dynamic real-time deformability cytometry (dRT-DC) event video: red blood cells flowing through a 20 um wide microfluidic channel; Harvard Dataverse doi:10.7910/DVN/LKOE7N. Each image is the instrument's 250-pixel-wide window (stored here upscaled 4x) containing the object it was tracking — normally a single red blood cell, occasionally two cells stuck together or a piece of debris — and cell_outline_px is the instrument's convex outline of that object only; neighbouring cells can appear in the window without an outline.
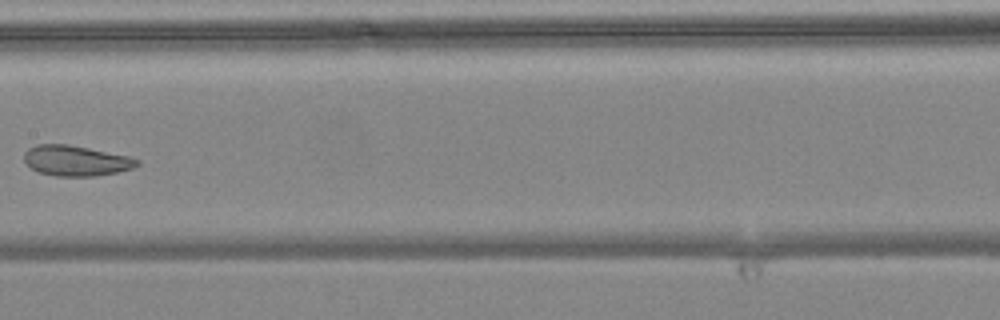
{"species": "common noctule bat (a hibernating species)", "species_latin": "Nyctalus noctula", "temperature_condition": "warm", "stored_images_in_passage": 7, "camera_frame_rate_fps": 3000, "um_per_image_px": 0.085, "animal": {"sex": "female", "body_mass_g": 24.6, "forearm_length_mm": 56.2}, "frame": {"image": 1, "passage_image": 7, "time_ms": 2.0, "image_size_px": [1000, 320], "cell_outline_px": [[140, 164], [132, 168], [116, 172], [96, 176], [56, 176], [40, 172], [32, 168], [24, 160], [24, 152], [28, 148], [36, 144], [68, 144], [128, 156], [140, 160]], "centroid_in_image_um": [6.45, 13.65], "position_along_channel_um": 201.0, "area_um2": 19.88}}